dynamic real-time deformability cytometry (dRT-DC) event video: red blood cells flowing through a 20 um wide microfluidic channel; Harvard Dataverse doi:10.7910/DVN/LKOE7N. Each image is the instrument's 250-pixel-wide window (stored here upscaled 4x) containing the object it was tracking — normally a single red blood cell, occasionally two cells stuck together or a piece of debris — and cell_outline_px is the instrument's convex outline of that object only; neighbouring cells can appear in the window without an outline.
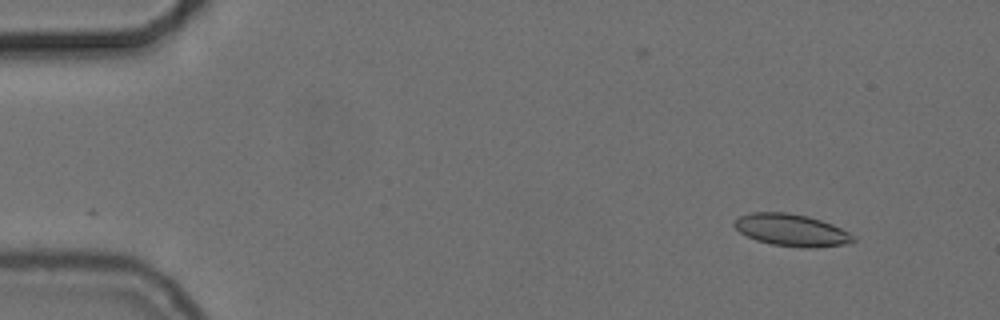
{"species": "common noctule bat (a hibernating species)", "species_latin": "Nyctalus noctula", "temperature_condition": "cold", "stored_images_in_passage": 9, "camera_frame_rate_fps": 3000, "um_per_image_px": 0.085, "animal": {"sex": "female", "body_mass_g": 24.6, "forearm_length_mm": 56.2}, "frame": {"image": 1, "passage_image": 2, "time_ms": 0.333, "image_size_px": [1000, 320], "cell_outline_px": [[856, 240], [844, 244], [816, 248], [804, 248], [772, 244], [756, 240], [740, 232], [732, 224], [732, 220], [740, 216], [752, 212], [788, 212], [808, 216], [832, 224], [856, 236]], "centroid_in_image_um": [67.26, 19.55], "position_along_channel_um": 17.7, "area_um2": 22.31}}